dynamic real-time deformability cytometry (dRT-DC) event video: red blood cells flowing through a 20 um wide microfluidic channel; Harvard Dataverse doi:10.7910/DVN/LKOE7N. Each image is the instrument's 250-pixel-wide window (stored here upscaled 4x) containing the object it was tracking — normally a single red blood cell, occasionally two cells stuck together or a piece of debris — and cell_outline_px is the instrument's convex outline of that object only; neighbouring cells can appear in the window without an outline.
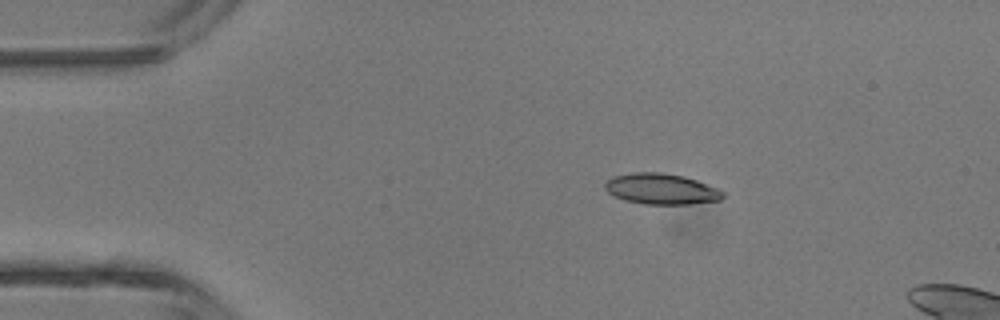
{"species": "common noctule bat (a hibernating species)", "species_latin": "Nyctalus noctula", "temperature_condition": "room temperature", "stored_images_in_passage": 5, "camera_frame_rate_fps": 3000, "um_per_image_px": 0.085, "animal": {"sex": "male", "body_mass_g": 13.3}, "frame": {"image": 1, "passage_image": 3, "time_ms": 2.333, "image_size_px": [1000, 320], "cell_outline_px": [[724, 196], [720, 200], [688, 204], [644, 204], [624, 200], [608, 192], [604, 188], [604, 184], [612, 176], [632, 172], [660, 172], [684, 176], [696, 180], [716, 188], [724, 192]], "centroid_in_image_um": [56.18, 16.05], "position_along_channel_um": 28.8, "area_um2": 21.1}}